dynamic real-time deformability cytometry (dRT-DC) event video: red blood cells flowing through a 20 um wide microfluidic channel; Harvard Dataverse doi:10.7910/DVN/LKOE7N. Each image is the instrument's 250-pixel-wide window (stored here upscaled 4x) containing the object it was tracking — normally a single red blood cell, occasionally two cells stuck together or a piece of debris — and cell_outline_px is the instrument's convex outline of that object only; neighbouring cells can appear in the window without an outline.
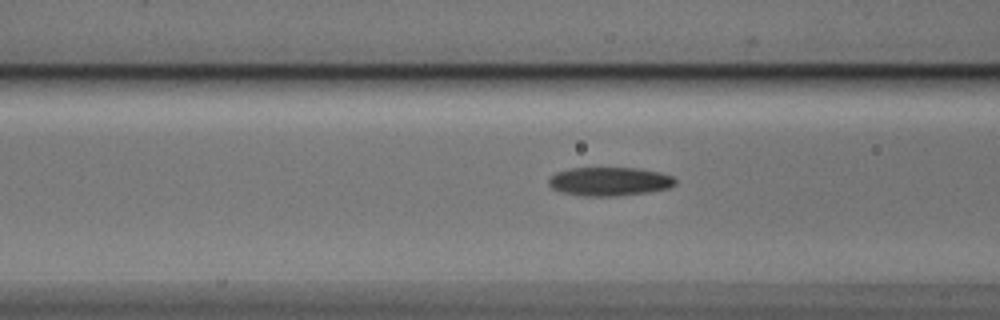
{"species": "Egyptian fruit bat (a non-hibernating species)", "species_latin": "Rousettus aegyptiacus", "temperature_condition": "cold", "stored_images_in_passage": 7, "camera_frame_rate_fps": 3000, "um_per_image_px": 0.085, "animal": {"sex": "male"}, "frame": {"image": 1, "passage_image": 5, "time_ms": 1.333, "image_size_px": [1000, 320], "cell_outline_px": [[676, 184], [668, 188], [648, 192], [616, 196], [580, 196], [560, 192], [552, 188], [548, 184], [548, 180], [556, 172], [572, 168], [640, 168], [660, 172], [672, 176], [676, 180]], "centroid_in_image_um": [51.8, 15.43], "position_along_channel_um": 114.8, "area_um2": 21.27}}